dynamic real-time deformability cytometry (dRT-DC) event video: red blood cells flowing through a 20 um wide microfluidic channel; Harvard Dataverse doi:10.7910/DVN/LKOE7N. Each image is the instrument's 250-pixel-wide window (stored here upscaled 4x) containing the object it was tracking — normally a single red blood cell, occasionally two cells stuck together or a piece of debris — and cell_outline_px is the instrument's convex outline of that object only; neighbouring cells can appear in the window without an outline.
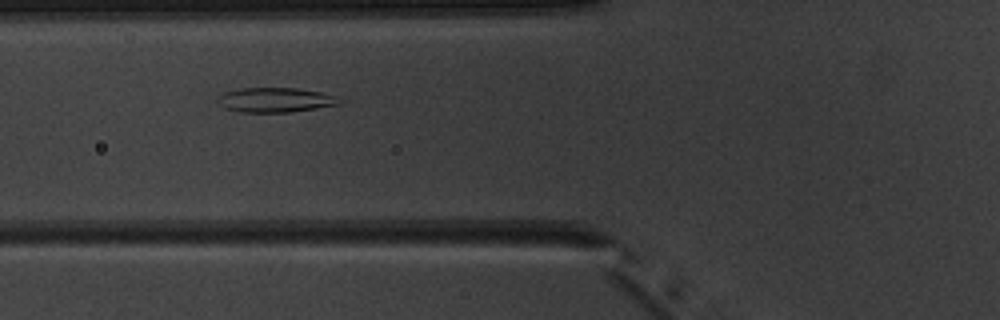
{"species": "common noctule bat (a hibernating species)", "species_latin": "Nyctalus noctula", "temperature_condition": "warm", "stored_images_in_passage": 5, "camera_frame_rate_fps": 3000, "um_per_image_px": 0.085, "animal": {"sex": "male", "body_mass_g": 20.1, "forearm_length_mm": 53.5}, "frame": {"image": 1, "passage_image": 3, "time_ms": 2.333, "image_size_px": [1000, 320], "cell_outline_px": [[344, 104], [288, 112], [240, 112], [224, 108], [216, 100], [216, 96], [224, 92], [240, 88], [296, 88], [320, 92], [336, 96]], "centroid_in_image_um": [23.38, 8.49], "position_along_channel_um": 102.4, "area_um2": 17.57}}
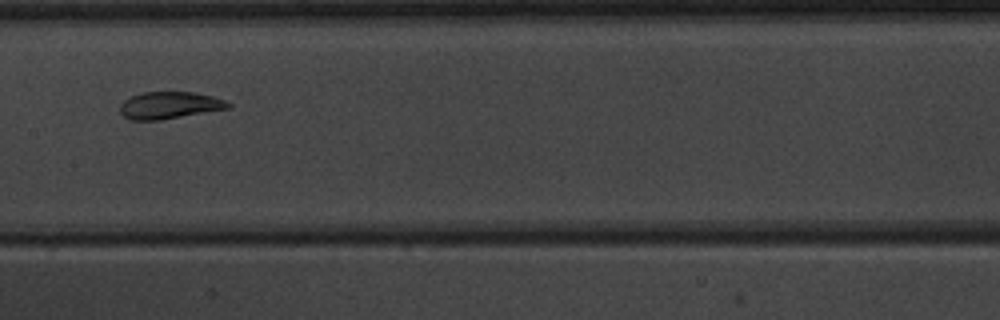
{"frame": {"image": 2, "passage_image": 5, "time_ms": 4.667, "image_size_px": [1000, 320], "cell_outline_px": [[232, 108], [160, 120], [128, 120], [120, 112], [120, 104], [124, 100], [132, 96], [144, 92], [192, 92], [212, 96], [224, 100], [232, 104]], "centroid_in_image_um": [14.42, 8.96], "position_along_channel_um": 193.0, "area_um2": 17.11}}